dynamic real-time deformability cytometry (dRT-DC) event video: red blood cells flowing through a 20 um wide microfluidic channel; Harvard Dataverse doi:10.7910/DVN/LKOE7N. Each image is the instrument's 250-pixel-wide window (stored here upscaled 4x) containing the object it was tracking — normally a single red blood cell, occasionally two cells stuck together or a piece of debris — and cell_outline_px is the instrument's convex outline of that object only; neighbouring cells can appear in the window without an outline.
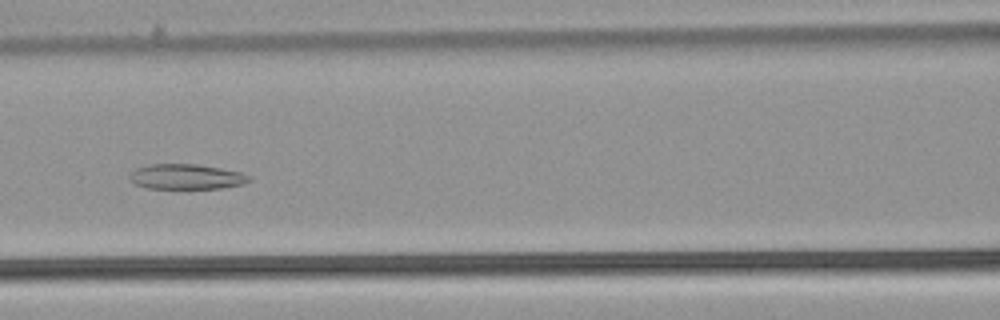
{"species": "common noctule bat (a hibernating species)", "species_latin": "Nyctalus noctula", "temperature_condition": "warm", "stored_images_in_passage": 48, "camera_frame_rate_fps": 3000, "um_per_image_px": 0.085, "animal": {"sex": "male", "body_mass_g": 21.5, "forearm_length_mm": 52.0}, "frame": {"image": 1, "passage_image": 25, "time_ms": 8.0, "image_size_px": [1000, 320], "cell_outline_px": [[252, 180], [244, 184], [224, 188], [144, 188], [136, 184], [128, 176], [136, 168], [152, 164], [196, 164], [220, 168], [240, 172], [252, 176]], "centroid_in_image_um": [15.88, 15.02], "position_along_channel_um": 150.7, "area_um2": 17.51}}
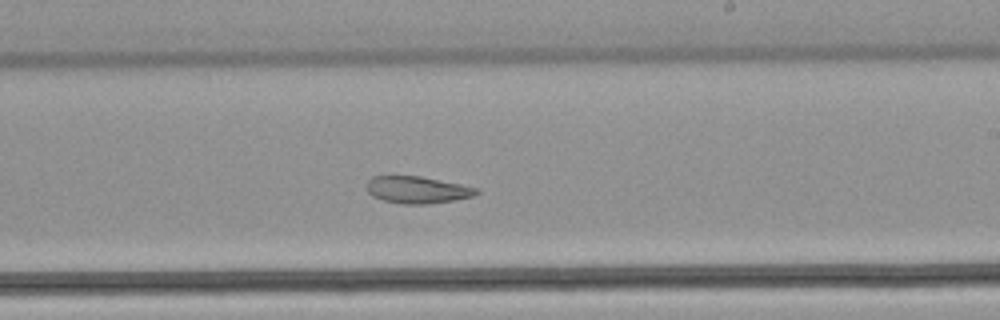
{"frame": {"image": 2, "passage_image": 33, "time_ms": 10.667, "image_size_px": [1000, 320], "cell_outline_px": [[480, 192], [472, 196], [456, 200], [428, 204], [400, 204], [384, 200], [372, 196], [368, 192], [368, 180], [372, 176], [420, 176], [460, 184], [476, 188]], "centroid_in_image_um": [35.46, 16.14], "position_along_channel_um": 253.5, "area_um2": 17.17}}
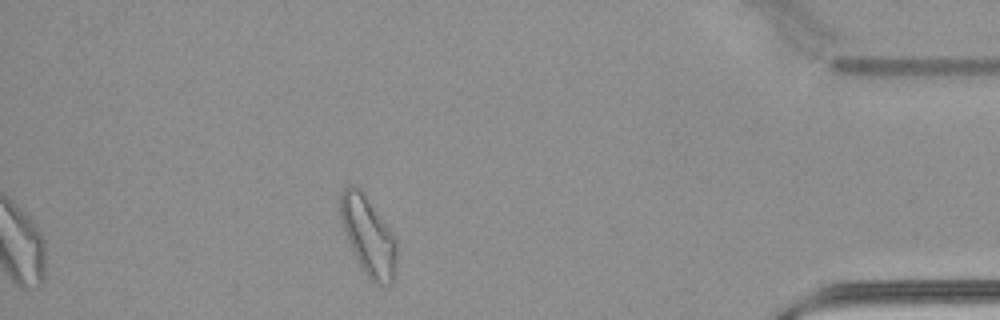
{"frame": {"image": 3, "passage_image": 48, "time_ms": 15.667, "image_size_px": [1000, 320], "cell_outline_px": [[396, 260], [392, 284], [376, 284], [360, 268], [340, 224], [340, 192], [348, 184], [360, 188], [392, 232], [396, 240]], "centroid_in_image_um": [31.27, 20.04], "position_along_channel_um": 403.9, "area_um2": 25.78}, "authors_computed_cell_mechanics": {"area_um2": 22.8021, "velocity_mm_per_s": 3.8707, "shape_relaxation_time_tau1_ms": null, "shape_relaxation_time_tau2_ms": 4.8527, "deformation_change_tau1": null, "deformation_change_tau2": 0.1057}}